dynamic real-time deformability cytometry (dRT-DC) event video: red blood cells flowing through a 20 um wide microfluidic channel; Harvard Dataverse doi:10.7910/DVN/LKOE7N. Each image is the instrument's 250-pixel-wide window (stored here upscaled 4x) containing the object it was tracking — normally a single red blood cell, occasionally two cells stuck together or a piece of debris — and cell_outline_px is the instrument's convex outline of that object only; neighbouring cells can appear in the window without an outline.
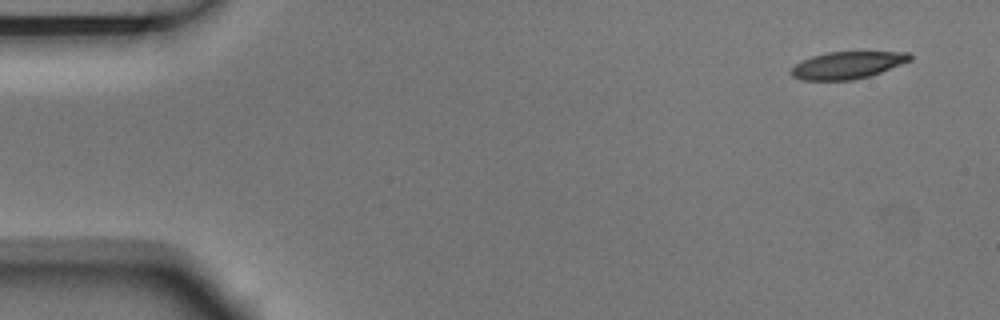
{"species": "Egyptian fruit bat (a non-hibernating species)", "species_latin": "Rousettus aegyptiacus", "temperature_condition": "room temperature", "stored_images_in_passage": 6, "camera_frame_rate_fps": 3000, "um_per_image_px": 0.085, "animal": {"sex": "male"}, "frame": {"image": 1, "passage_image": 1, "time_ms": 0.0, "image_size_px": [1000, 320], "cell_outline_px": [[912, 60], [880, 72], [868, 76], [852, 80], [800, 80], [792, 76], [792, 68], [800, 60], [812, 56], [828, 52], [908, 52], [912, 56]], "centroid_in_image_um": [72.01, 5.53], "position_along_channel_um": 13.0, "area_um2": 18.67}}
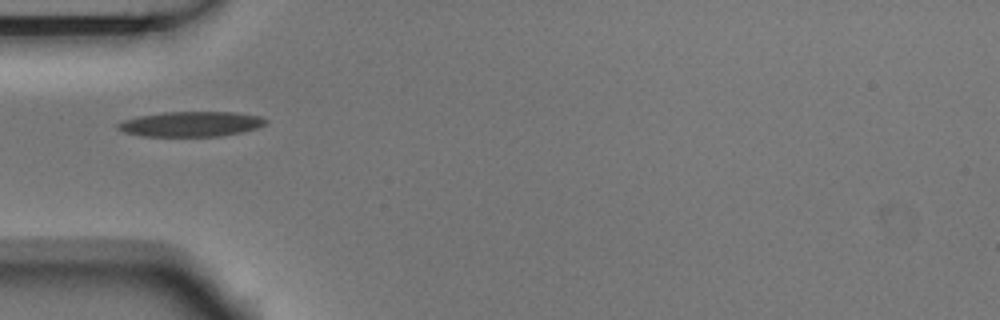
{"frame": {"image": 2, "passage_image": 5, "time_ms": 1.333, "image_size_px": [1000, 320], "cell_outline_px": [[268, 120], [264, 124], [256, 128], [240, 132], [220, 136], [144, 136], [124, 132], [116, 128], [116, 124], [124, 120], [140, 116], [164, 112], [236, 112], [260, 116]], "centroid_in_image_um": [16.22, 10.54], "position_along_channel_um": 68.8, "area_um2": 21.44}}
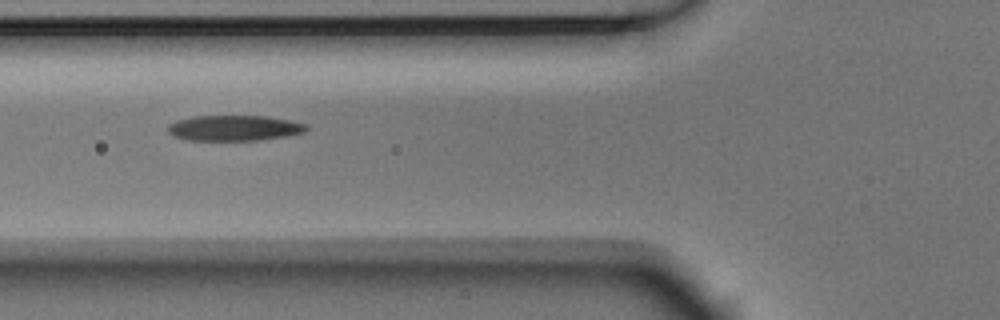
{"frame": {"image": 3, "passage_image": 6, "time_ms": 1.667, "image_size_px": [1000, 320], "cell_outline_px": [[308, 128], [304, 132], [288, 136], [260, 140], [184, 140], [172, 136], [168, 132], [168, 124], [176, 120], [192, 116], [268, 116], [308, 124]], "centroid_in_image_um": [19.89, 10.88], "position_along_channel_um": 105.9, "area_um2": 20.81}}